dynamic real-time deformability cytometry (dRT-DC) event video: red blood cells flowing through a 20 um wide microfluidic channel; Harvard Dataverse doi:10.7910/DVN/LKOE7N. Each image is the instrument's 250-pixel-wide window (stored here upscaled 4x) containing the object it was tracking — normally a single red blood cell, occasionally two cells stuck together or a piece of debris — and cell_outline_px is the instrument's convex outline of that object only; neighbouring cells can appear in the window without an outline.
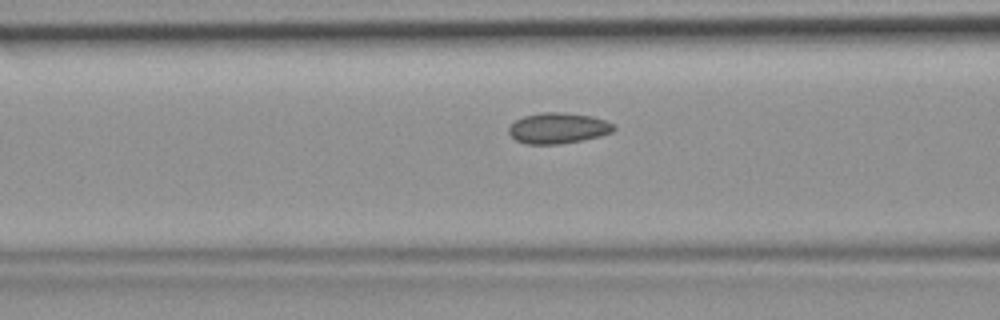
{"species": "common noctule bat (a hibernating species)", "species_latin": "Nyctalus noctula", "temperature_condition": "room temperature", "stored_images_in_passage": 34, "camera_frame_rate_fps": 3000, "um_per_image_px": 0.085, "animal": {"sex": "female", "body_mass_g": 19.9}, "frame": {"image": 1, "passage_image": 6, "time_ms": 1.667, "image_size_px": [1000, 320], "cell_outline_px": [[616, 128], [612, 132], [600, 136], [584, 140], [560, 144], [528, 144], [516, 140], [508, 132], [508, 128], [516, 120], [524, 116], [544, 112], [564, 112], [592, 116], [604, 120], [612, 124]], "centroid_in_image_um": [47.45, 10.89], "position_along_channel_um": 119.2, "area_um2": 18.79}}
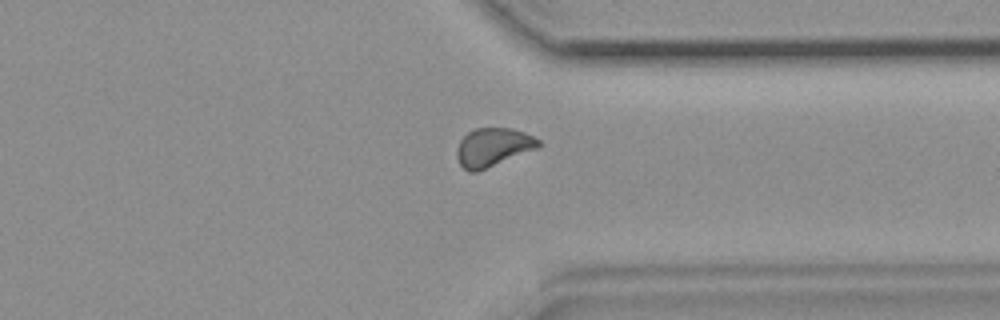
{"frame": {"image": 2, "passage_image": 24, "time_ms": 7.667, "image_size_px": [1000, 320], "cell_outline_px": [[540, 148], [476, 172], [468, 172], [460, 164], [456, 156], [456, 148], [460, 140], [468, 132], [476, 128], [512, 128], [524, 132], [540, 140]], "centroid_in_image_um": [41.91, 12.52], "position_along_channel_um": 369.5, "area_um2": 18.44}}
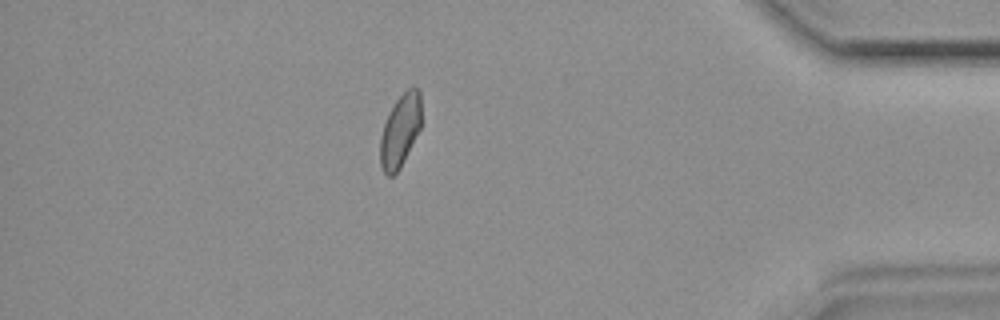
{"frame": {"image": 3, "passage_image": 29, "time_ms": 9.333, "image_size_px": [1000, 320], "cell_outline_px": [[420, 128], [400, 168], [392, 176], [388, 176], [380, 168], [380, 136], [388, 112], [396, 100], [412, 84], [420, 92]], "centroid_in_image_um": [33.99, 11.1], "position_along_channel_um": 401.2, "area_um2": 17.34}}